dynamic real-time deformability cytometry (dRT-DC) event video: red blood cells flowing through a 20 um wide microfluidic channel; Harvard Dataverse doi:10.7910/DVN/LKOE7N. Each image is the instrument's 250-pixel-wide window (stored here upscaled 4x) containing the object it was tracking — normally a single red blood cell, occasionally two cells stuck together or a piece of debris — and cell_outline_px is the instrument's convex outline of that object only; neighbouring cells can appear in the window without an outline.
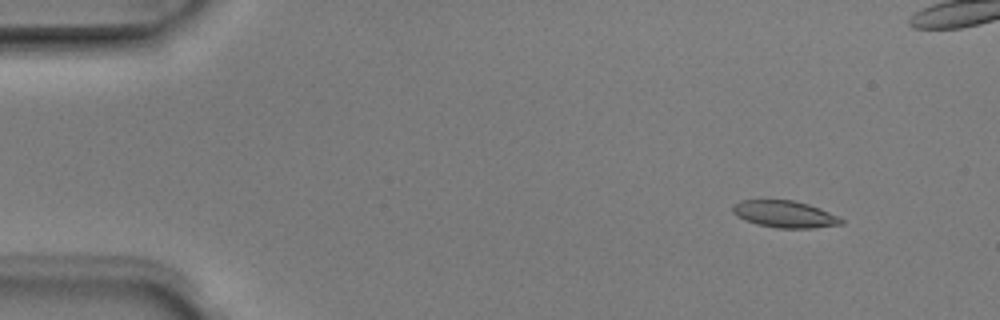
{"species": "Egyptian fruit bat (a non-hibernating species)", "species_latin": "Rousettus aegyptiacus", "temperature_condition": "room temperature", "stored_images_in_passage": 5, "camera_frame_rate_fps": 3000, "um_per_image_px": 0.085, "animal": {"sex": "male"}, "frame": {"image": 1, "passage_image": 1, "time_ms": 0.0, "image_size_px": [1000, 320], "cell_outline_px": [[844, 224], [812, 228], [776, 228], [756, 224], [744, 220], [736, 216], [732, 212], [732, 204], [740, 200], [792, 200], [808, 204], [820, 208], [844, 220]], "centroid_in_image_um": [66.65, 18.2], "position_along_channel_um": 18.3, "area_um2": 17.11}}